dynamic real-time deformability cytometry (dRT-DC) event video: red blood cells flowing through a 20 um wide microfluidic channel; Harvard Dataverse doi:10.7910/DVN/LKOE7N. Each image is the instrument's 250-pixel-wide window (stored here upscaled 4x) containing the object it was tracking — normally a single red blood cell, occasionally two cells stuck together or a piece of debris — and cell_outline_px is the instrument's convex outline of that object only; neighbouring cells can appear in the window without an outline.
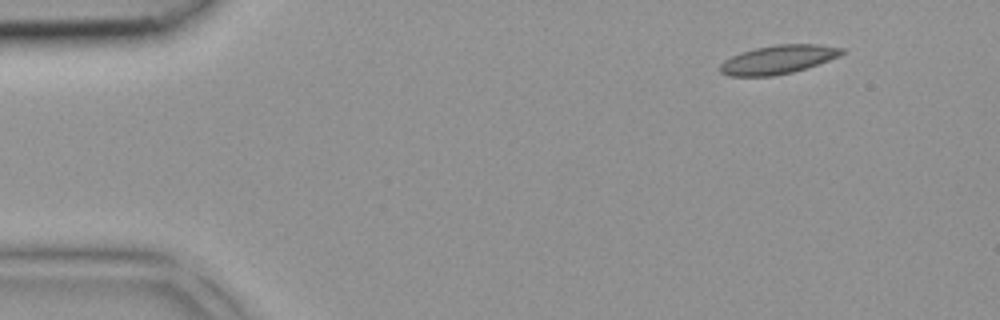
{"species": "common noctule bat (a hibernating species)", "species_latin": "Nyctalus noctula", "temperature_condition": "room temperature", "stored_images_in_passage": 38, "camera_frame_rate_fps": 3000, "um_per_image_px": 0.085, "animal": {"sex": "female", "body_mass_g": 18.4}, "frame": {"image": 1, "passage_image": 1, "time_ms": 0.0, "image_size_px": [1000, 320], "cell_outline_px": [[848, 52], [840, 56], [792, 72], [772, 76], [728, 76], [720, 72], [716, 68], [724, 60], [740, 52], [756, 48], [776, 44], [820, 44], [844, 48]], "centroid_in_image_um": [66.12, 5.05], "position_along_channel_um": 18.9, "area_um2": 20.46}}
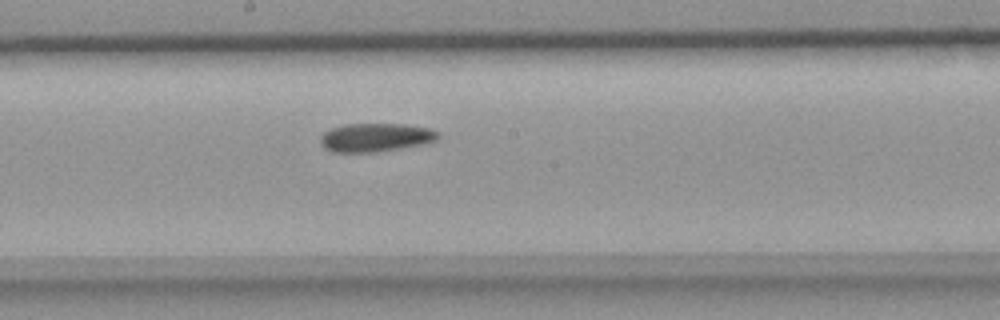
{"frame": {"image": 2, "passage_image": 19, "time_ms": 6.0, "image_size_px": [1000, 320], "cell_outline_px": [[440, 136], [436, 140], [424, 144], [376, 152], [332, 152], [324, 148], [320, 144], [320, 136], [324, 132], [332, 128], [344, 124], [404, 124], [428, 128], [440, 132]], "centroid_in_image_um": [31.91, 11.68], "position_along_channel_um": 216.3, "area_um2": 19.65}}
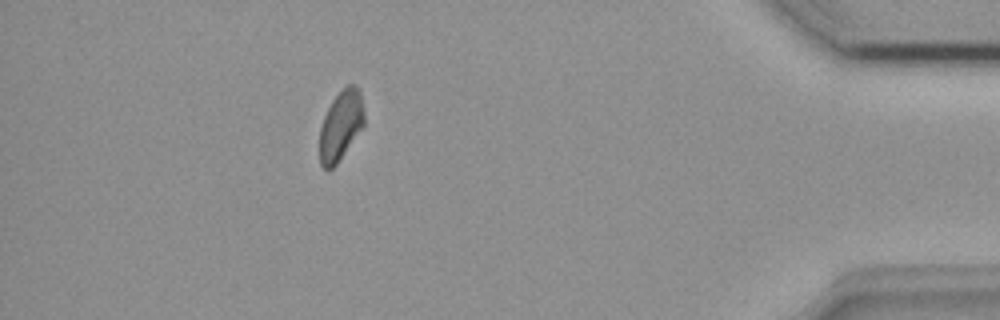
{"frame": {"image": 3, "passage_image": 34, "time_ms": 11.0, "image_size_px": [1000, 320], "cell_outline_px": [[364, 124], [336, 164], [328, 172], [320, 164], [320, 128], [324, 116], [332, 100], [348, 84], [356, 84], [360, 88], [364, 112]], "centroid_in_image_um": [28.97, 10.64], "position_along_channel_um": 406.2, "area_um2": 17.92}}